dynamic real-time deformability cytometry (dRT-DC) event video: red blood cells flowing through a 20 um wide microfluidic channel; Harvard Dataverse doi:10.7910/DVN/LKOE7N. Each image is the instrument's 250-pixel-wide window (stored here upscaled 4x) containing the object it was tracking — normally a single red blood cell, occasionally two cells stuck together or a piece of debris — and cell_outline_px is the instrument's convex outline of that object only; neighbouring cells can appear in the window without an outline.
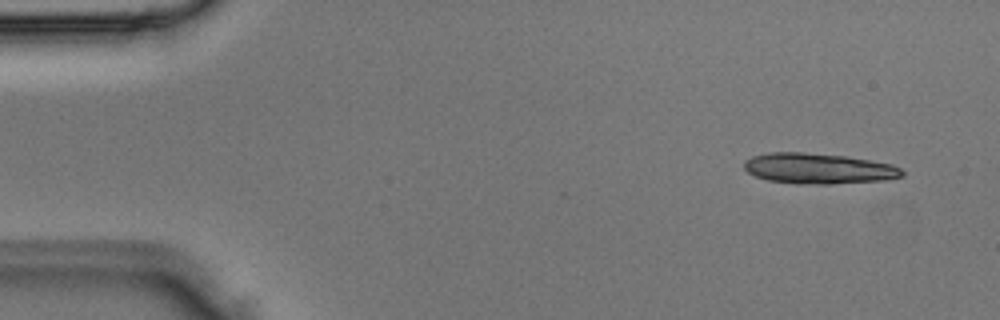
{"species": "Egyptian fruit bat (a non-hibernating species)", "species_latin": "Rousettus aegyptiacus", "temperature_condition": "room temperature", "stored_images_in_passage": 3, "camera_frame_rate_fps": 3000, "um_per_image_px": 0.085, "animal": {"sex": "male"}, "frame": {"image": 1, "passage_image": 1, "time_ms": 0.0, "image_size_px": [1000, 320], "cell_outline_px": [[904, 176], [884, 180], [828, 184], [800, 184], [768, 180], [756, 176], [748, 172], [744, 168], [744, 160], [752, 156], [768, 152], [804, 152], [844, 156], [892, 164], [900, 168], [904, 172]], "centroid_in_image_um": [69.55, 14.32], "position_along_channel_um": 15.5, "area_um2": 28.09}}